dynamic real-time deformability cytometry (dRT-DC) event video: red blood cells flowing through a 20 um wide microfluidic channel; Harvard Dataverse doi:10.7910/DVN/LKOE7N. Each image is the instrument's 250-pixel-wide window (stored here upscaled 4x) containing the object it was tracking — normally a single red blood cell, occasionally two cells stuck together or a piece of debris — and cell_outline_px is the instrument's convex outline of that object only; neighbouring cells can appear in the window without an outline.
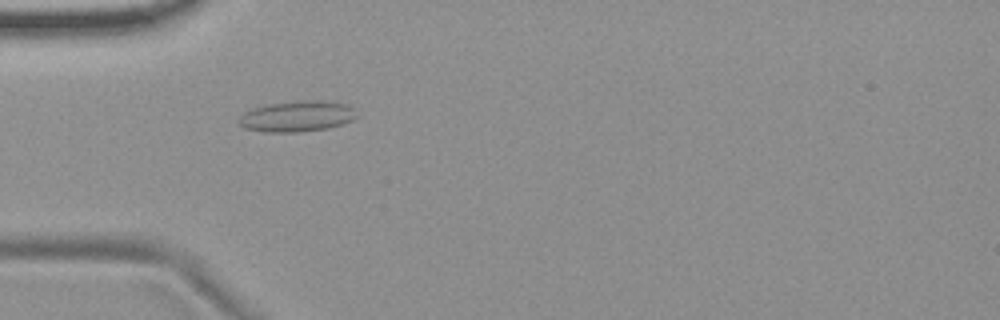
{"species": "common noctule bat (a hibernating species)", "species_latin": "Nyctalus noctula", "temperature_condition": "room temperature", "stored_images_in_passage": 52, "camera_frame_rate_fps": 3000, "um_per_image_px": 0.085, "animal": {"sex": "female", "body_mass_g": 19.9}, "frame": {"image": 1, "passage_image": 14, "time_ms": 4.333, "image_size_px": [1000, 320], "cell_outline_px": [[360, 116], [352, 120], [328, 128], [296, 132], [264, 132], [244, 128], [236, 120], [244, 112], [252, 108], [268, 104], [300, 100], [320, 100], [352, 104]], "centroid_in_image_um": [25.29, 9.87], "position_along_channel_um": 59.7, "area_um2": 21.56}}
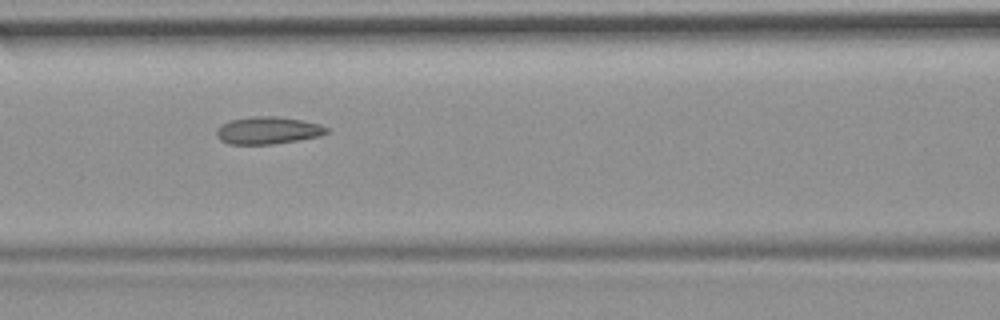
{"frame": {"image": 2, "passage_image": 21, "time_ms": 6.667, "image_size_px": [1000, 320], "cell_outline_px": [[328, 132], [320, 136], [272, 144], [228, 144], [220, 140], [216, 136], [216, 128], [220, 124], [232, 120], [252, 116], [276, 116], [300, 120], [320, 124], [328, 128]], "centroid_in_image_um": [22.73, 11.08], "position_along_channel_um": 143.9, "area_um2": 17.51}}
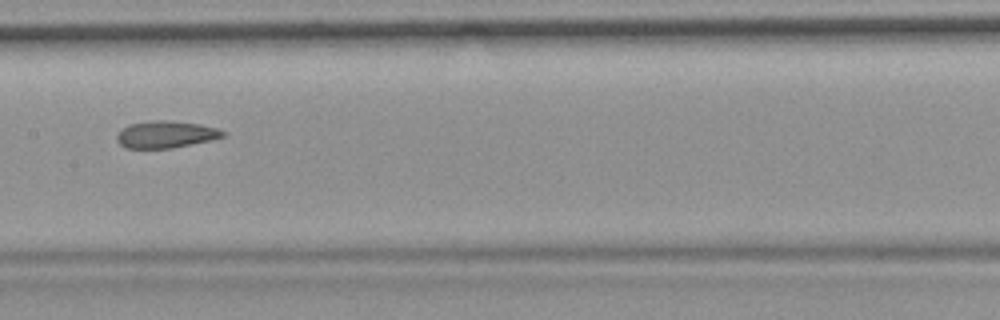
{"frame": {"image": 3, "passage_image": 25, "time_ms": 8.0, "image_size_px": [1000, 320], "cell_outline_px": [[224, 136], [212, 140], [172, 148], [124, 148], [116, 140], [116, 136], [128, 124], [152, 120], [164, 120], [200, 124], [216, 128], [224, 132]], "centroid_in_image_um": [14.07, 11.43], "position_along_channel_um": 193.3, "area_um2": 16.59}, "authors_computed_cell_mechanics": {"area_um2": 17.7446, "velocity_mm_per_s": 3.7288, "shape_relaxation_time_tau1_ms": null, "shape_relaxation_time_tau2_ms": 2.6812, "deformation_change_tau1": null, "deformation_change_tau2": 0.0891}}